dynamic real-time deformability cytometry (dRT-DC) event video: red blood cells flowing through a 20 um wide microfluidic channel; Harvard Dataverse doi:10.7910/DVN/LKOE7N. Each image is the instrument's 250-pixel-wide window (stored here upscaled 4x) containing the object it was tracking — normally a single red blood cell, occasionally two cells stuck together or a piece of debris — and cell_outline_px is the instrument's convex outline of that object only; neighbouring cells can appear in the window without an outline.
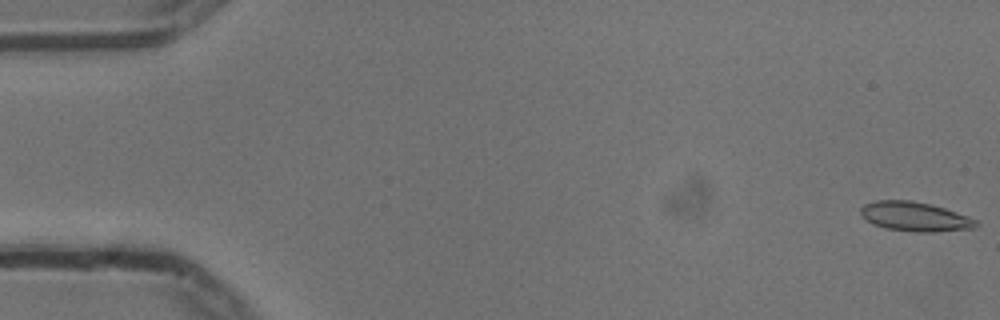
{"species": "common noctule bat (a hibernating species)", "species_latin": "Nyctalus noctula", "temperature_condition": "cold", "stored_images_in_passage": 56, "camera_frame_rate_fps": 3000, "um_per_image_px": 0.085, "animal": {"sex": "male", "body_mass_g": 13.3}, "frame": {"image": 1, "passage_image": 1, "time_ms": 0.0, "image_size_px": [1000, 320], "cell_outline_px": [[980, 224], [976, 228], [932, 232], [916, 232], [888, 228], [872, 224], [860, 212], [860, 208], [864, 204], [876, 200], [912, 200], [932, 204], [968, 216], [976, 220]], "centroid_in_image_um": [77.8, 18.4], "position_along_channel_um": 7.2, "area_um2": 19.71}}
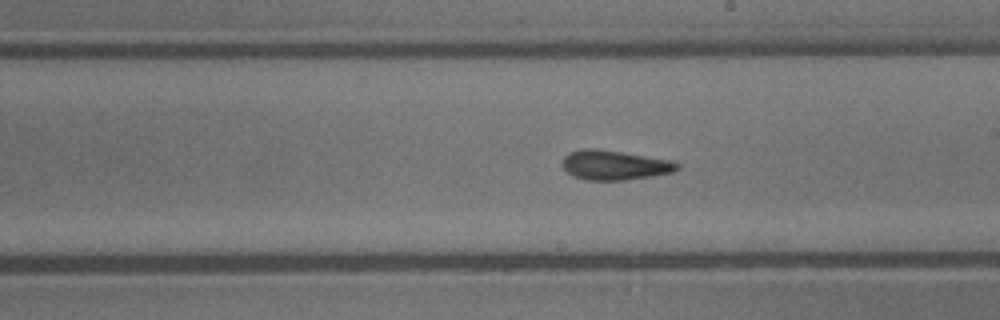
{"frame": {"image": 2, "passage_image": 31, "time_ms": 10.0, "image_size_px": [1000, 320], "cell_outline_px": [[680, 168], [672, 172], [652, 176], [624, 180], [588, 180], [572, 176], [564, 168], [564, 156], [568, 152], [580, 148], [596, 148], [672, 160], [680, 164]], "centroid_in_image_um": [52.24, 14.02], "position_along_channel_um": 236.8, "area_um2": 19.83}}
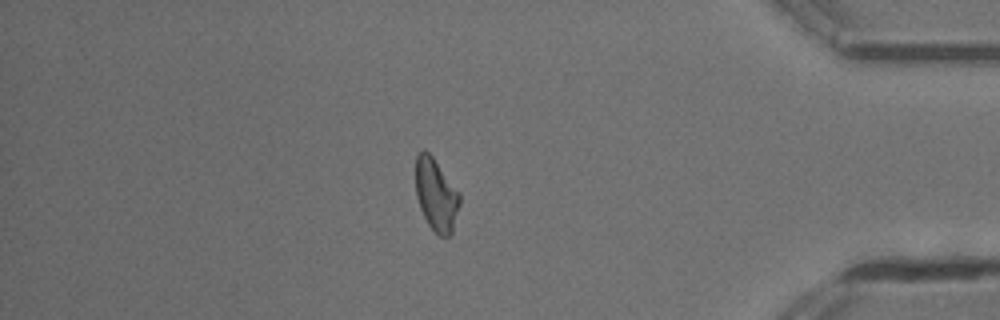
{"frame": {"image": 3, "passage_image": 47, "time_ms": 15.333, "image_size_px": [1000, 320], "cell_outline_px": [[460, 204], [452, 236], [440, 236], [428, 224], [420, 208], [416, 196], [416, 156], [424, 148], [432, 156], [460, 192]], "centroid_in_image_um": [37.09, 16.57], "position_along_channel_um": 398.1, "area_um2": 18.67}, "authors_computed_cell_mechanics": {"area_um2": 19.2185, "velocity_mm_per_s": 3.7436, "shape_relaxation_time_tau1_ms": 4.7585, "shape_relaxation_time_tau2_ms": 2.0051, "deformation_change_tau1": 0.1273, "deformation_change_tau2": 0.0954}}